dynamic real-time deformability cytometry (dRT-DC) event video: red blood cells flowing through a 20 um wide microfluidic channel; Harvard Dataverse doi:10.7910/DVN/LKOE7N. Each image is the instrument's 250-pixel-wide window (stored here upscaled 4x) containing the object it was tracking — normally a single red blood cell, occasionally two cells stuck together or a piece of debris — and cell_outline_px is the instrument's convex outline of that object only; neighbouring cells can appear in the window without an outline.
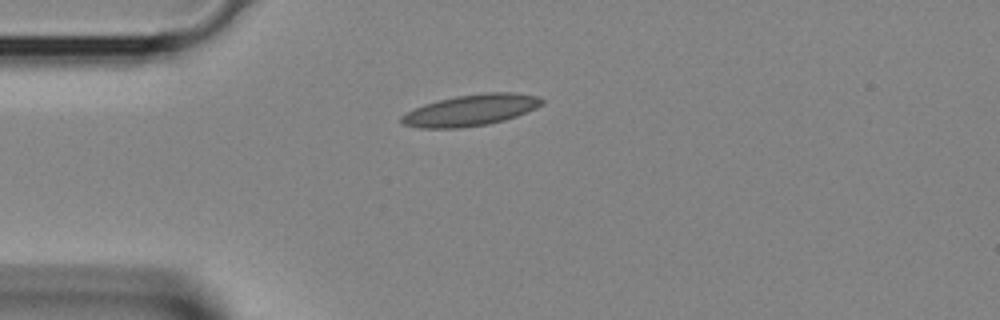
{"species": "Egyptian fruit bat (a non-hibernating species)", "species_latin": "Rousettus aegyptiacus", "temperature_condition": "room temperature", "stored_images_in_passage": 10, "camera_frame_rate_fps": 3000, "um_per_image_px": 0.085, "animal": {"sex": "female"}, "frame": {"image": 1, "passage_image": 1, "time_ms": 0.0, "image_size_px": [1000, 320], "cell_outline_px": [[544, 104], [536, 108], [516, 116], [504, 120], [488, 124], [460, 128], [420, 128], [404, 124], [400, 120], [400, 116], [424, 104], [456, 96], [484, 92], [512, 92], [540, 96], [544, 100]], "centroid_in_image_um": [40.06, 9.36], "position_along_channel_um": 44.9, "area_um2": 25.55}}
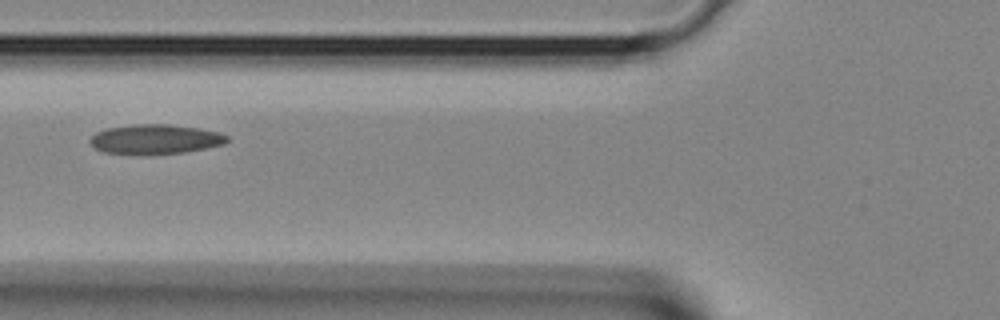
{"frame": {"image": 2, "passage_image": 6, "time_ms": 1.667, "image_size_px": [1000, 320], "cell_outline_px": [[228, 140], [224, 144], [184, 152], [144, 156], [104, 152], [96, 148], [88, 140], [96, 132], [104, 128], [136, 124], [168, 124], [200, 128], [220, 132], [228, 136]], "centroid_in_image_um": [13.18, 11.84], "position_along_channel_um": 112.6, "area_um2": 24.04}}
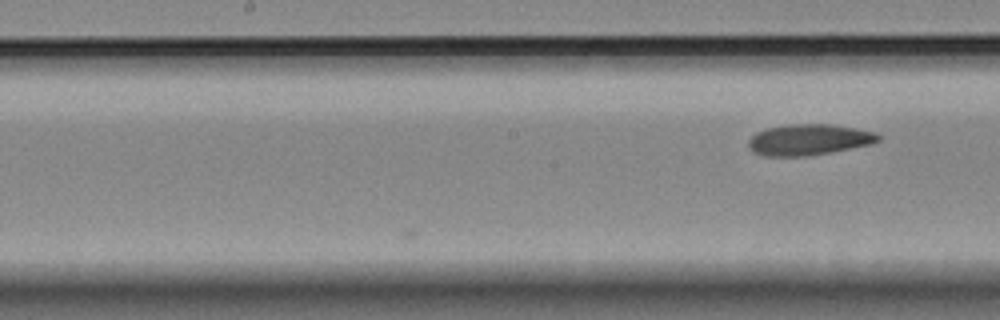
{"frame": {"image": 3, "passage_image": 10, "time_ms": 3.0, "image_size_px": [1000, 320], "cell_outline_px": [[880, 140], [872, 144], [832, 152], [808, 156], [764, 156], [752, 152], [748, 148], [748, 140], [756, 132], [768, 128], [788, 124], [828, 124], [856, 128], [876, 132], [880, 136]], "centroid_in_image_um": [68.74, 11.88], "position_along_channel_um": 179.5, "area_um2": 23.64}}